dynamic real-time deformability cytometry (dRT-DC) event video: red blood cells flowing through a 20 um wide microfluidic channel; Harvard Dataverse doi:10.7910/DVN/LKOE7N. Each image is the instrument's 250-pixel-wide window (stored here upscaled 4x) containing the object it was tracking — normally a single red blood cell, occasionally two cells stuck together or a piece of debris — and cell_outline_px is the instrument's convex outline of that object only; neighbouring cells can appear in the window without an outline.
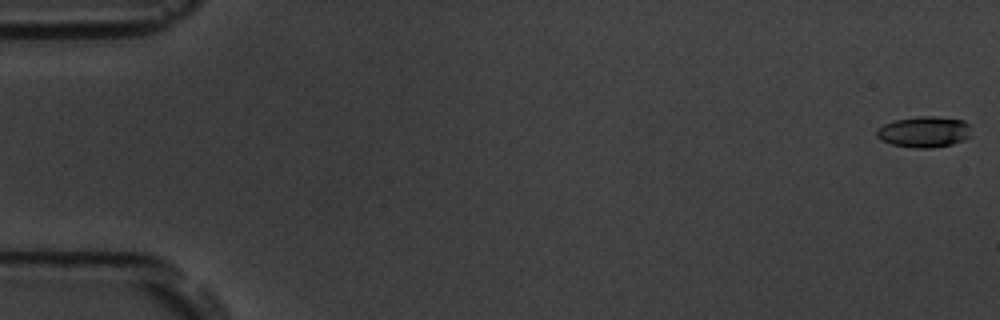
{"species": "common noctule bat (a hibernating species)", "species_latin": "Nyctalus noctula", "temperature_condition": "room temperature", "stored_images_in_passage": 6, "camera_frame_rate_fps": 3000, "um_per_image_px": 0.085, "animal": {"sex": "male", "body_mass_g": 19.5, "forearm_length_mm": 54.6}, "frame": {"image": 1, "passage_image": 1, "time_ms": 0.0, "image_size_px": [1000, 320], "cell_outline_px": [[972, 136], [964, 140], [952, 144], [932, 148], [912, 148], [892, 144], [880, 140], [876, 136], [876, 128], [884, 124], [896, 120], [916, 116], [936, 116], [964, 120], [968, 124]], "centroid_in_image_um": [78.55, 11.21], "position_along_channel_um": 6.4, "area_um2": 17.34}}